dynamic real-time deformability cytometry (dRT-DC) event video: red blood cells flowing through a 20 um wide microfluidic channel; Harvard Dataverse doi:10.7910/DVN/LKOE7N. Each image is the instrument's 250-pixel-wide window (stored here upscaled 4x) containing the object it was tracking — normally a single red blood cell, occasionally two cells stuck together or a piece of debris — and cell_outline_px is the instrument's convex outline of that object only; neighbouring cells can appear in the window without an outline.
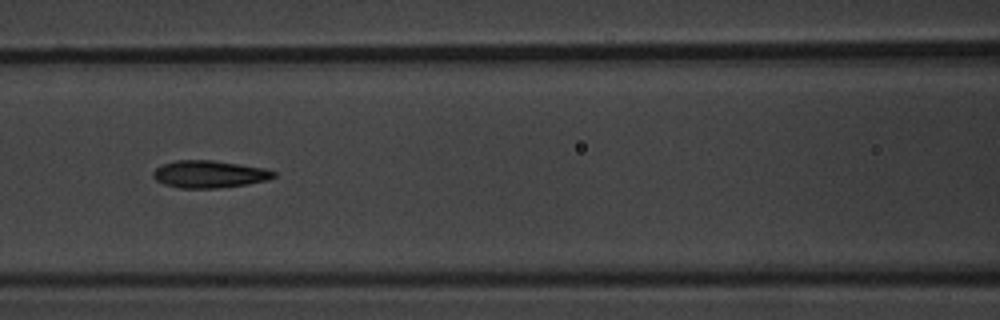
{"species": "common noctule bat (a hibernating species)", "species_latin": "Nyctalus noctula", "temperature_condition": "warm", "stored_images_in_passage": 9, "camera_frame_rate_fps": 3000, "um_per_image_px": 0.085, "animal": {"sex": "male", "body_mass_g": 20.1, "forearm_length_mm": 53.5}, "frame": {"image": 1, "passage_image": 8, "time_ms": 8.333, "image_size_px": [1000, 320], "cell_outline_px": [[276, 176], [268, 180], [248, 184], [216, 188], [180, 188], [164, 184], [156, 180], [152, 176], [152, 172], [156, 168], [164, 164], [176, 160], [212, 160], [240, 164], [264, 168], [276, 172]], "centroid_in_image_um": [17.79, 14.8], "position_along_channel_um": 148.8, "area_um2": 19.19}}
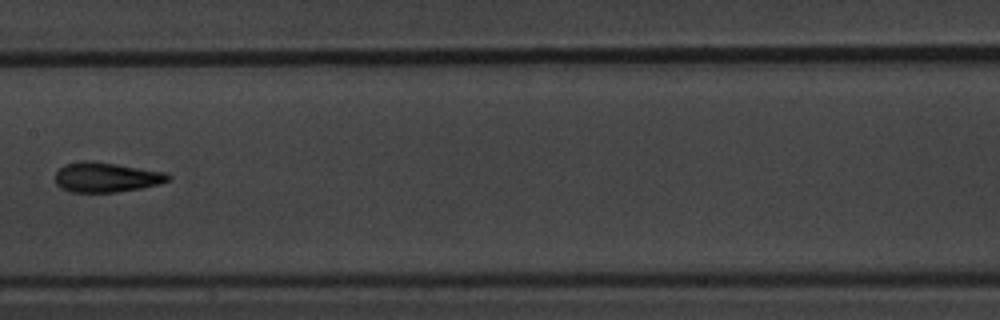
{"frame": {"image": 2, "passage_image": 9, "time_ms": 9.667, "image_size_px": [1000, 320], "cell_outline_px": [[172, 180], [160, 184], [140, 188], [116, 192], [72, 192], [60, 188], [56, 184], [56, 172], [64, 164], [84, 160], [92, 160], [164, 172], [172, 176]], "centroid_in_image_um": [9.03, 15.06], "position_along_channel_um": 198.4, "area_um2": 19.71}}